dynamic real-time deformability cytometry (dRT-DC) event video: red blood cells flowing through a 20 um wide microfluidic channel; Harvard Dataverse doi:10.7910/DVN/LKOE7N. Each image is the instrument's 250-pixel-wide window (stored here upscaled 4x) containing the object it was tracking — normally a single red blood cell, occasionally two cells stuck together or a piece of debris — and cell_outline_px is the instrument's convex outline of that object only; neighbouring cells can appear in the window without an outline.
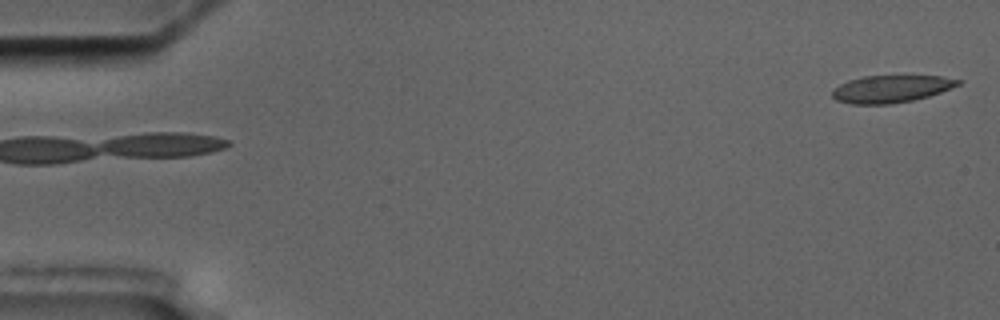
{"species": "common noctule bat (a hibernating species)", "species_latin": "Nyctalus noctula", "temperature_condition": "cold", "stored_images_in_passage": 6, "segment_of_instrument_passage": [2, 2], "camera_frame_rate_fps": 3000, "um_per_image_px": 0.085, "animal": {"sex": "male", "body_mass_g": 17.5, "forearm_length_mm": 52.3}, "frame": {"image": 1, "passage_image": 6, "time_ms": 5.667, "image_size_px": [1000, 320], "cell_outline_px": [[964, 80], [960, 84], [940, 92], [928, 96], [912, 100], [892, 104], [852, 104], [836, 100], [832, 96], [832, 92], [840, 84], [848, 80], [864, 76], [940, 76]], "centroid_in_image_um": [75.75, 7.55], "position_along_channel_um": 9.3, "area_um2": 19.88}}